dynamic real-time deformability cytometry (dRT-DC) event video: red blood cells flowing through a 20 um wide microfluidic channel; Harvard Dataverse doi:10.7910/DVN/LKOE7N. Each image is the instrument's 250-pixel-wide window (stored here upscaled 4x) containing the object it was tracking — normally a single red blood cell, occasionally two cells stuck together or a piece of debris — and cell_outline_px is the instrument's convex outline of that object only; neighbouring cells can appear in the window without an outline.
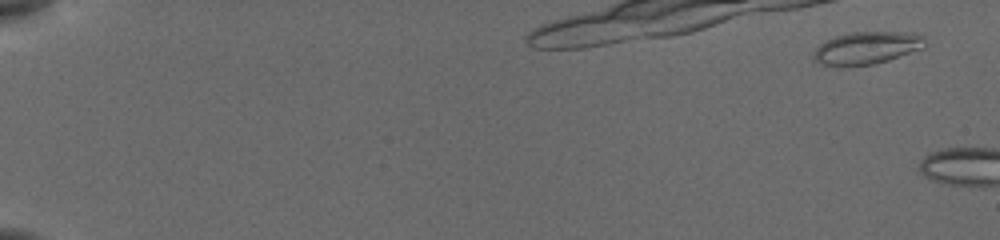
{"species": "common noctule bat (a hibernating species)", "species_latin": "Nyctalus noctula", "temperature_condition": "cold", "stored_images_in_passage": 6, "camera_frame_rate_fps": 3000, "um_per_image_px": 0.085, "animal": {"sex": "female", "body_mass_g": 19.5, "forearm_length_mm": 54.1}, "frame": {"image": 1, "passage_image": 3, "time_ms": 0.667, "image_size_px": [1000, 240], "cell_outline_px": [[924, 48], [888, 60], [872, 64], [820, 64], [812, 60], [812, 56], [816, 48], [820, 44], [836, 36], [852, 32], [916, 32], [924, 36]], "centroid_in_image_um": [73.72, 4.04], "position_along_channel_um": 11.3, "area_um2": 20.69}}